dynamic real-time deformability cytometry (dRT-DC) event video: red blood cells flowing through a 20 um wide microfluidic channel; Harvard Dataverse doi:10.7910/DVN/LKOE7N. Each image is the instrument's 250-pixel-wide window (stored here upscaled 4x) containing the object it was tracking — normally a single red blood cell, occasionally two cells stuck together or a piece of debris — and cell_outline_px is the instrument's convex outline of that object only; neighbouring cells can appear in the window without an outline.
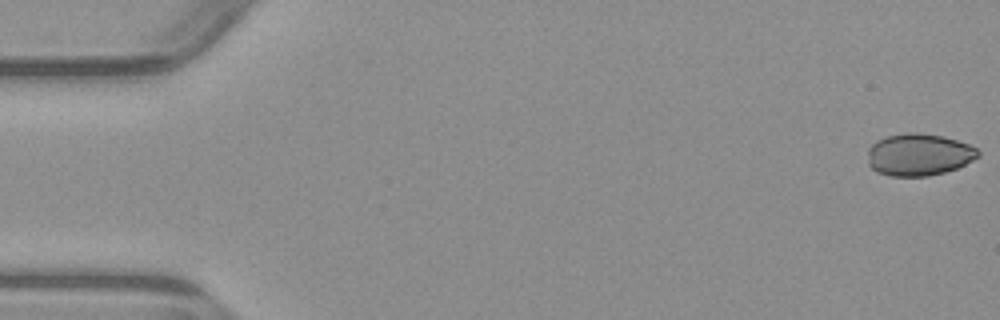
{"species": "common noctule bat (a hibernating species)", "species_latin": "Nyctalus noctula", "temperature_condition": "warm", "stored_images_in_passage": 4, "camera_frame_rate_fps": 3000, "um_per_image_px": 0.085, "animal": {"sex": "male", "body_mass_g": 23.1, "forearm_length_mm": 52.7}, "frame": {"image": 1, "passage_image": 1, "time_ms": 0.0, "image_size_px": [1000, 320], "cell_outline_px": [[980, 156], [956, 168], [944, 172], [928, 176], [888, 176], [876, 172], [868, 164], [868, 148], [876, 140], [888, 136], [908, 132], [916, 132], [944, 136], [968, 144], [976, 148], [980, 152]], "centroid_in_image_um": [78.08, 13.14], "position_along_channel_um": 6.9, "area_um2": 27.17}}
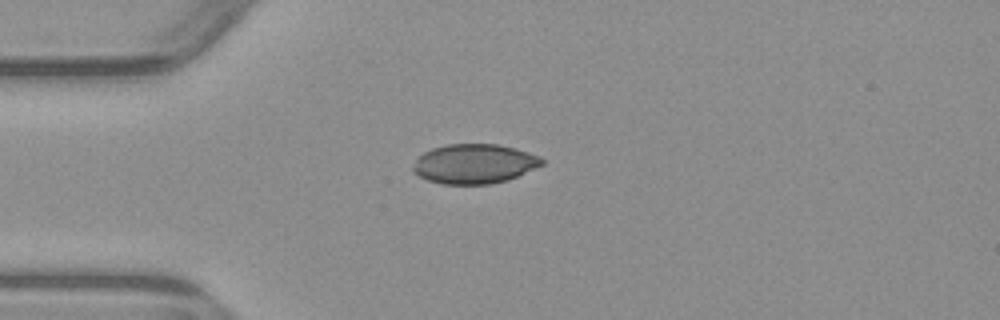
{"frame": {"image": 2, "passage_image": 4, "time_ms": 4.333, "image_size_px": [1000, 320], "cell_outline_px": [[544, 164], [508, 180], [488, 184], [440, 184], [428, 180], [412, 172], [412, 168], [416, 160], [424, 152], [432, 148], [448, 144], [496, 144], [516, 148], [540, 156], [544, 160]], "centroid_in_image_um": [40.32, 13.92], "position_along_channel_um": 44.7, "area_um2": 29.71}}